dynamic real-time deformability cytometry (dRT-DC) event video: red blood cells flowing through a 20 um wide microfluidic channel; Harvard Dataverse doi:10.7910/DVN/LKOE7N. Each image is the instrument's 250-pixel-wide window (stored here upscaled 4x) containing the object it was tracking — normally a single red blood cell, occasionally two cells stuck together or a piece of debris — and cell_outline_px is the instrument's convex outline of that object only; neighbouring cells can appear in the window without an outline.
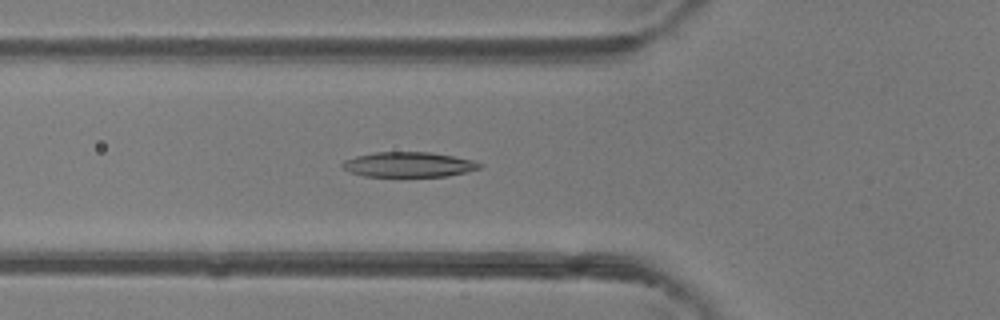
{"species": "common noctule bat (a hibernating species)", "species_latin": "Nyctalus noctula", "temperature_condition": "room temperature", "stored_images_in_passage": 47, "camera_frame_rate_fps": 3000, "um_per_image_px": 0.085, "animal": {"sex": "female"}, "frame": {"image": 1, "passage_image": 17, "time_ms": 5.333, "image_size_px": [1000, 320], "cell_outline_px": [[484, 164], [480, 168], [448, 176], [364, 176], [352, 172], [344, 168], [340, 164], [344, 160], [356, 156], [376, 152], [432, 152], [472, 160]], "centroid_in_image_um": [34.74, 13.98], "position_along_channel_um": 91.1, "area_um2": 19.83}}
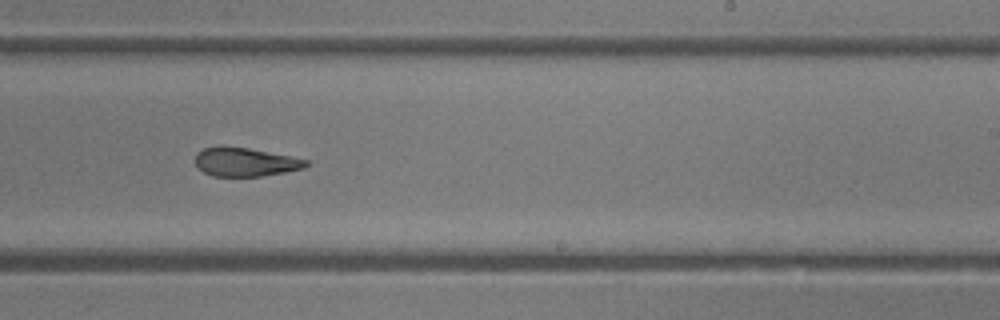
{"frame": {"image": 2, "passage_image": 29, "time_ms": 9.333, "image_size_px": [1000, 320], "cell_outline_px": [[308, 164], [304, 168], [284, 172], [260, 176], [212, 176], [196, 168], [196, 152], [204, 148], [216, 144], [224, 144], [248, 148], [308, 160]], "centroid_in_image_um": [20.75, 13.74], "position_along_channel_um": 268.2, "area_um2": 18.73}}
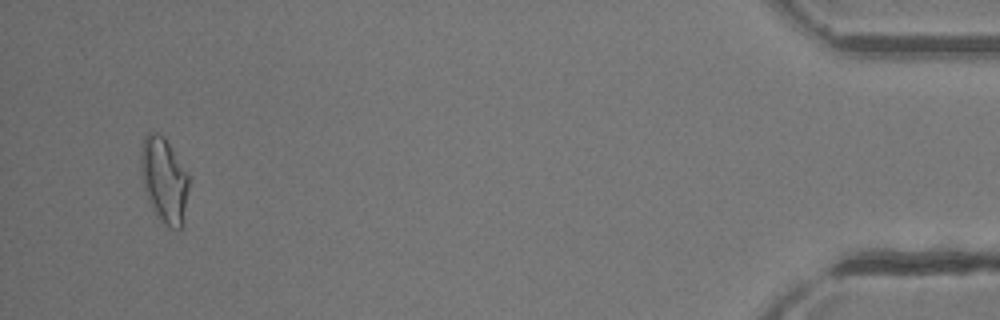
{"frame": {"image": 3, "passage_image": 45, "time_ms": 14.667, "image_size_px": [1000, 320], "cell_outline_px": [[188, 188], [180, 232], [164, 224], [148, 200], [144, 192], [140, 172], [140, 152], [144, 136], [148, 132], [160, 132], [164, 136], [188, 172]], "centroid_in_image_um": [13.92, 15.24], "position_along_channel_um": 421.3, "area_um2": 23.87}, "authors_computed_cell_mechanics": {"area_um2": 20.8658, "velocity_mm_per_s": 4.4195, "shape_relaxation_time_tau1_ms": null, "shape_relaxation_time_tau2_ms": 2.7036, "deformation_change_tau1": null, "deformation_change_tau2": 0.1202}}